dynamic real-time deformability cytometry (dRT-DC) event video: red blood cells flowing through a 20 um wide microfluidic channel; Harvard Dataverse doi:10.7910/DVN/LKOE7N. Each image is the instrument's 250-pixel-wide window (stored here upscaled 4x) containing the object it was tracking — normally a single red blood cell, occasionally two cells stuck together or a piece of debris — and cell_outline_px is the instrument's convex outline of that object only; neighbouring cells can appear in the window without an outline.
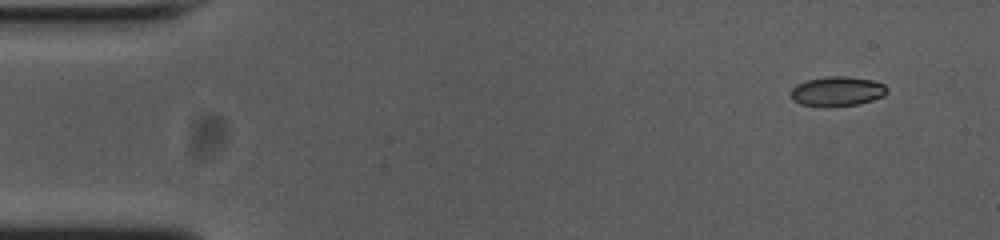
{"species": "common noctule bat (a hibernating species)", "species_latin": "Nyctalus noctula", "temperature_condition": "cold", "stored_images_in_passage": 8, "camera_frame_rate_fps": 3000, "um_per_image_px": 0.085, "animal": {"sex": "female", "body_mass_g": 23.0, "forearm_length_mm": 53.4}, "frame": {"image": 1, "passage_image": 1, "time_ms": 0.0, "image_size_px": [1000, 240], "cell_outline_px": [[888, 92], [884, 96], [860, 104], [828, 108], [800, 104], [792, 100], [792, 88], [796, 84], [808, 80], [824, 76], [848, 76], [872, 80], [884, 84], [888, 88]], "centroid_in_image_um": [71.18, 7.78], "position_along_channel_um": 13.8, "area_um2": 16.99}}